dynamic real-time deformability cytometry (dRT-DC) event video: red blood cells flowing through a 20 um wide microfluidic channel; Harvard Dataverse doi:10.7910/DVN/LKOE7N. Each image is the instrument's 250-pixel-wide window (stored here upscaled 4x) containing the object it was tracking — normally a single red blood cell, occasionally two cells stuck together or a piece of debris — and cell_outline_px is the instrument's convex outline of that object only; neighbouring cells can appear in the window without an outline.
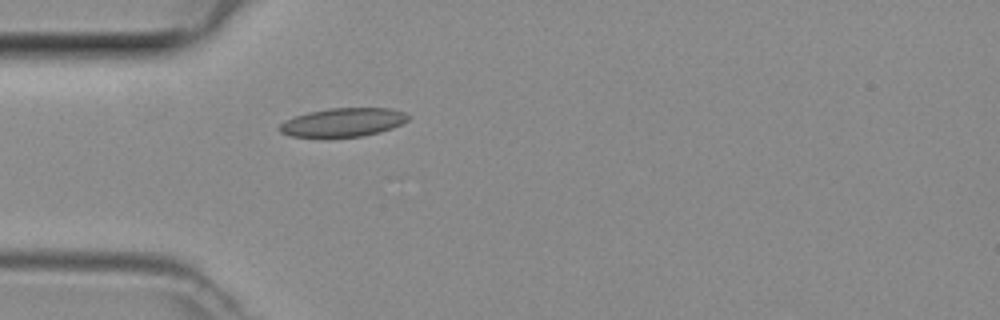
{"species": "common noctule bat (a hibernating species)", "species_latin": "Nyctalus noctula", "temperature_condition": "room temperature", "stored_images_in_passage": 36, "camera_frame_rate_fps": 3000, "um_per_image_px": 0.085, "animal": {"sex": "female", "body_mass_g": 29.2, "forearm_length_mm": 56.3}, "frame": {"image": 1, "passage_image": 2, "time_ms": 0.333, "image_size_px": [1000, 320], "cell_outline_px": [[408, 120], [392, 128], [380, 132], [360, 136], [328, 140], [292, 136], [280, 132], [276, 128], [284, 120], [308, 112], [328, 108], [392, 108], [404, 112], [408, 116]], "centroid_in_image_um": [29.08, 10.44], "position_along_channel_um": 55.9, "area_um2": 22.2}}
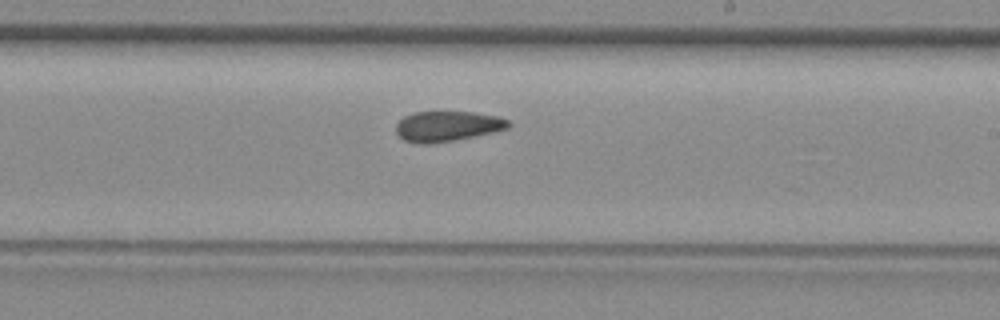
{"frame": {"image": 2, "passage_image": 16, "time_ms": 5.0, "image_size_px": [1000, 320], "cell_outline_px": [[512, 124], [508, 128], [492, 132], [452, 140], [428, 144], [416, 144], [404, 140], [396, 132], [396, 124], [404, 116], [412, 112], [476, 112], [500, 116], [508, 120]], "centroid_in_image_um": [38.02, 10.72], "position_along_channel_um": 251.0, "area_um2": 19.83}}
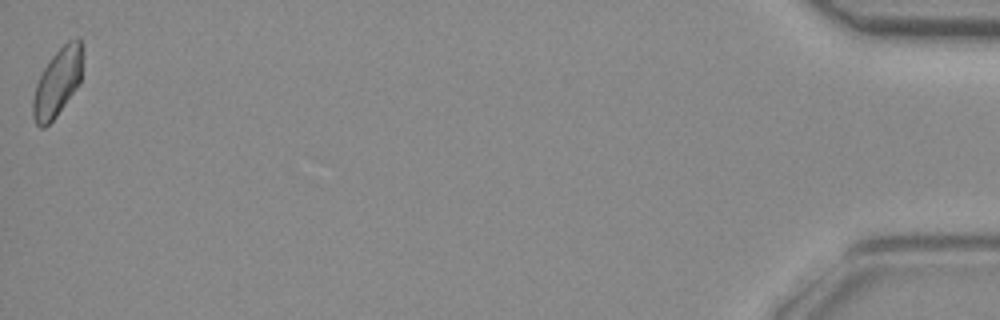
{"frame": {"image": 3, "passage_image": 36, "time_ms": 11.667, "image_size_px": [1000, 320], "cell_outline_px": [[80, 84], [56, 116], [44, 128], [40, 128], [36, 124], [32, 116], [32, 100], [36, 84], [44, 68], [52, 56], [68, 40], [80, 36]], "centroid_in_image_um": [4.84, 7.05], "position_along_channel_um": 430.4, "area_um2": 19.25}}